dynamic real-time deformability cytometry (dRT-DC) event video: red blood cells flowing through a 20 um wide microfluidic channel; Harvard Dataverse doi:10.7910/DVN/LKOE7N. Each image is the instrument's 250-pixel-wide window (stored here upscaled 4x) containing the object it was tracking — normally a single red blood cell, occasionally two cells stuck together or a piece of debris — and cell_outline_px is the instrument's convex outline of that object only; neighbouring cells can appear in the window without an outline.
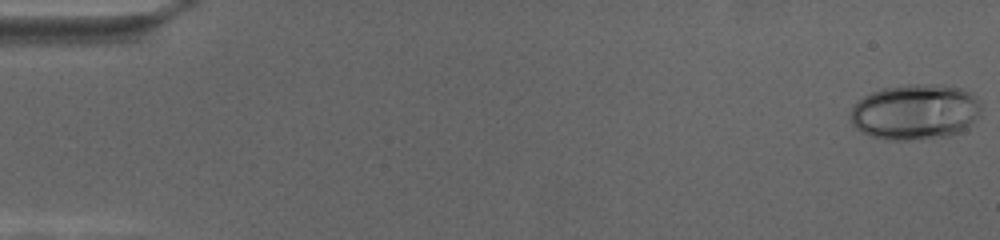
{"species": "human", "species_latin": "Homo sapiens", "temperature_condition": "cold", "stored_images_in_passage": 70, "camera_frame_rate_fps": 3000, "um_per_image_px": 0.085, "donor": {"sex": "female"}, "frame": {"image": 1, "passage_image": 1, "time_ms": 0.0, "image_size_px": [1000, 240], "cell_outline_px": [[980, 116], [960, 132], [948, 136], [908, 140], [884, 140], [860, 132], [852, 124], [848, 116], [856, 100], [872, 92], [884, 88], [908, 84], [944, 84], [960, 88], [976, 96], [980, 104]], "centroid_in_image_um": [77.76, 9.51], "position_along_channel_um": 7.2, "area_um2": 42.77}}
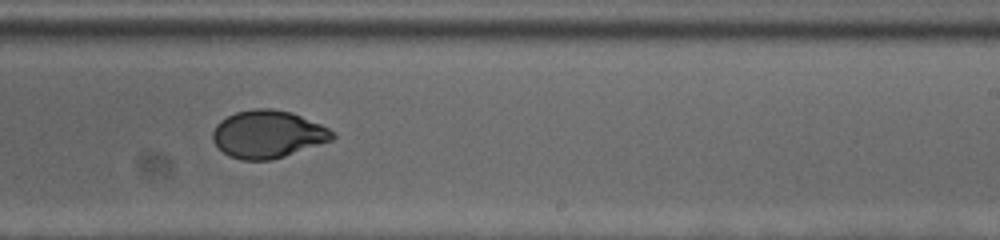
{"frame": {"image": 2, "passage_image": 44, "time_ms": 14.333, "image_size_px": [1000, 240], "cell_outline_px": [[336, 136], [332, 140], [272, 160], [240, 160], [228, 156], [212, 140], [212, 132], [216, 124], [220, 120], [236, 112], [256, 108], [272, 108], [292, 112], [320, 124], [336, 132]], "centroid_in_image_um": [22.76, 11.4], "position_along_channel_um": 266.2, "area_um2": 33.23}}
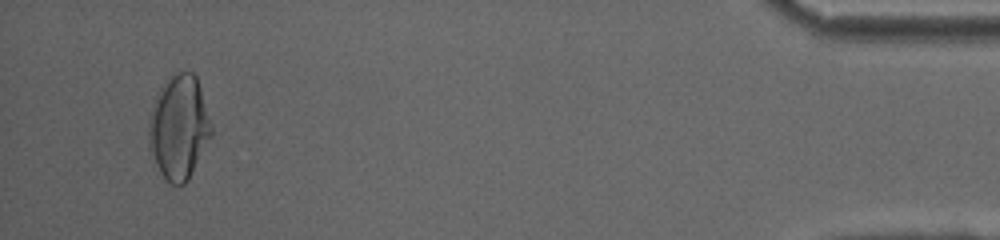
{"frame": {"image": 3, "passage_image": 67, "time_ms": 22.0, "image_size_px": [1000, 240], "cell_outline_px": [[212, 136], [188, 180], [184, 184], [172, 184], [152, 164], [148, 152], [148, 116], [152, 104], [160, 88], [176, 72], [192, 72], [196, 76], [200, 88], [212, 128]], "centroid_in_image_um": [15.16, 10.86], "position_along_channel_um": 420.0, "area_um2": 38.15}}